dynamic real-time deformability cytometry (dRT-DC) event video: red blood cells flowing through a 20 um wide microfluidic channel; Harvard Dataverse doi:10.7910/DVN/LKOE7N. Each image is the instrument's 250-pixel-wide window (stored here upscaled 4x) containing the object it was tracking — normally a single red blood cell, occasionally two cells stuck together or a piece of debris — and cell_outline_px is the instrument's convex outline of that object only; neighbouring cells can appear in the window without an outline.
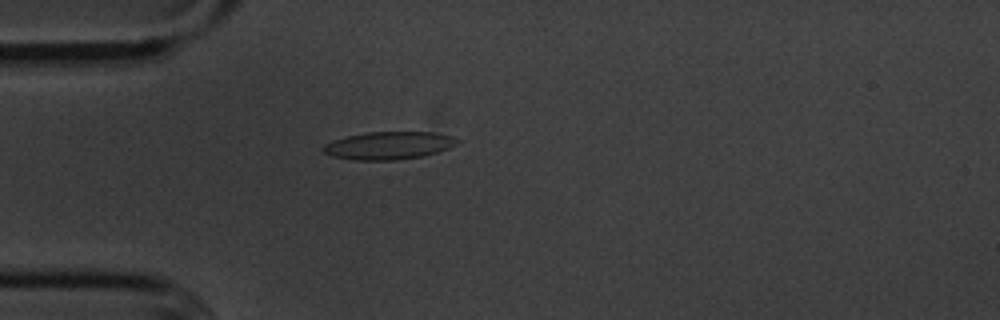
{"species": "common noctule bat (a hibernating species)", "species_latin": "Nyctalus noctula", "temperature_condition": "cold", "stored_images_in_passage": 48, "camera_frame_rate_fps": 3000, "um_per_image_px": 0.085, "animal": {"sex": "male", "body_mass_g": 20.1, "forearm_length_mm": 53.5}, "frame": {"image": 1, "passage_image": 8, "time_ms": 2.333, "image_size_px": [1000, 320], "cell_outline_px": [[460, 140], [456, 144], [448, 148], [424, 156], [396, 160], [356, 160], [332, 156], [324, 152], [320, 148], [324, 144], [332, 140], [348, 136], [368, 132], [436, 132], [452, 136]], "centroid_in_image_um": [33.03, 12.36], "position_along_channel_um": 52.0, "area_um2": 21.68}}
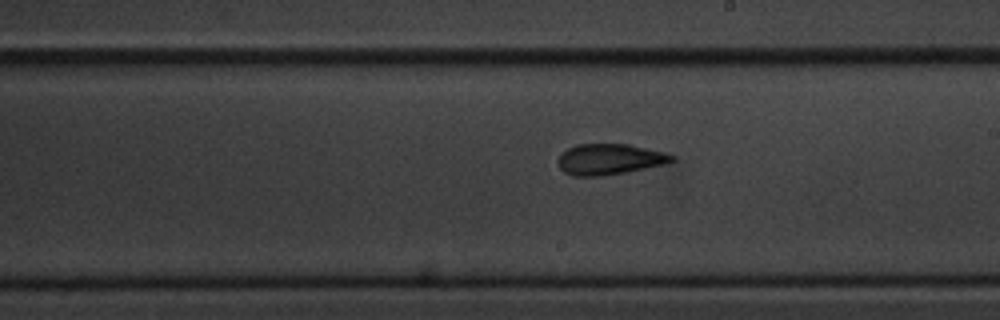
{"frame": {"image": 2, "passage_image": 24, "time_ms": 7.667, "image_size_px": [1000, 320], "cell_outline_px": [[676, 160], [668, 164], [604, 176], [572, 176], [564, 172], [560, 168], [556, 160], [568, 148], [576, 144], [628, 144], [664, 152], [676, 156]], "centroid_in_image_um": [51.84, 13.54], "position_along_channel_um": 237.2, "area_um2": 20.63}}
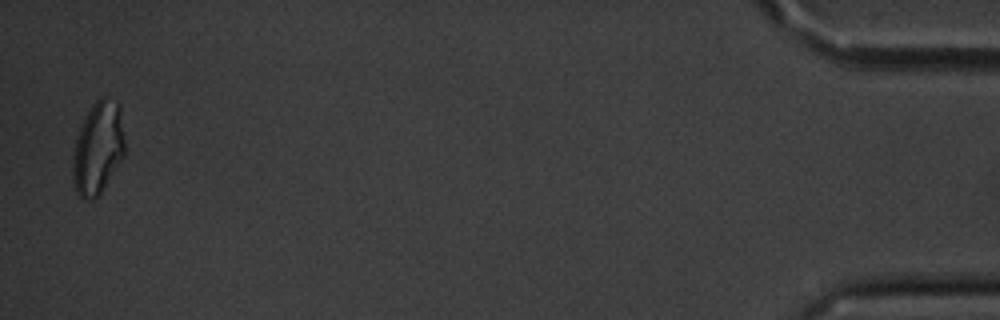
{"frame": {"image": 3, "passage_image": 47, "time_ms": 15.333, "image_size_px": [1000, 320], "cell_outline_px": [[124, 156], [100, 196], [92, 200], [84, 200], [76, 192], [72, 180], [72, 156], [76, 136], [84, 116], [92, 104], [100, 96], [108, 96], [116, 100], [120, 104], [124, 140]], "centroid_in_image_um": [8.31, 12.58], "position_along_channel_um": 426.9, "area_um2": 28.9}, "authors_computed_cell_mechanics": {"area_um2": 20.8947, "velocity_mm_per_s": 3.6211, "shape_relaxation_time_tau1_ms": 4.7329, "shape_relaxation_time_tau2_ms": 1.7662, "deformation_change_tau1": 0.1603, "deformation_change_tau2": 0.0982}}